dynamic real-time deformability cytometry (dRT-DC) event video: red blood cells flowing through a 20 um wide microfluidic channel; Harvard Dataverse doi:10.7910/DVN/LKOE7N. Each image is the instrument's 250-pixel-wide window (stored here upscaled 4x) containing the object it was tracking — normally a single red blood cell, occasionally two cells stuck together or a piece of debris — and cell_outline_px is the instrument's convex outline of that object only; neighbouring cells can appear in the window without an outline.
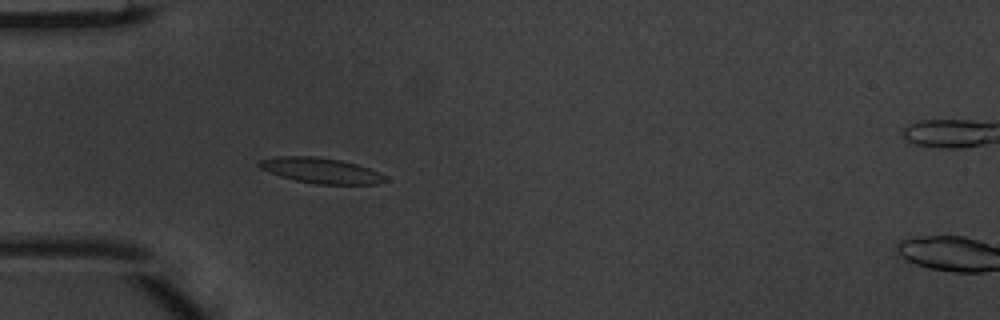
{"species": "common noctule bat (a hibernating species)", "species_latin": "Nyctalus noctula", "temperature_condition": "warm", "stored_images_in_passage": 5, "camera_frame_rate_fps": 3000, "um_per_image_px": 0.085, "animal": {"sex": "male", "body_mass_g": 20.1, "forearm_length_mm": 53.5}, "frame": {"image": 1, "passage_image": 4, "time_ms": 1.0, "image_size_px": [1000, 320], "cell_outline_px": [[388, 180], [376, 184], [316, 184], [296, 180], [280, 176], [268, 172], [260, 168], [256, 164], [260, 160], [276, 156], [316, 156], [340, 160], [356, 164], [368, 168], [388, 176]], "centroid_in_image_um": [27.27, 14.49], "position_along_channel_um": 57.7, "area_um2": 18.73}}